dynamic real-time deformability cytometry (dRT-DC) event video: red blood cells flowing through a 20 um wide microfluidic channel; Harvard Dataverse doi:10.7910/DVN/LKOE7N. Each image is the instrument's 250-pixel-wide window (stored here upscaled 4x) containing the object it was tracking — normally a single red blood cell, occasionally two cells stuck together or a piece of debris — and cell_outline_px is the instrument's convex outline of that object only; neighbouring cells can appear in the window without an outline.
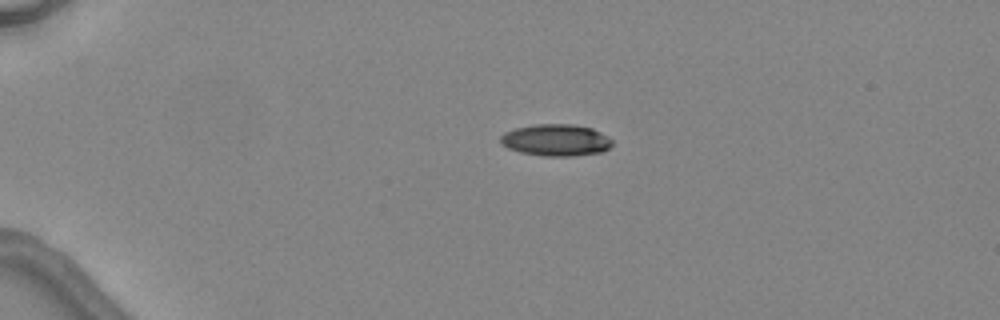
{"species": "common noctule bat (a hibernating species)", "species_latin": "Nyctalus noctula", "temperature_condition": "warm", "stored_images_in_passage": 2, "camera_frame_rate_fps": 3000, "um_per_image_px": 0.085, "animal": {"sex": "female", "body_mass_g": 24.6, "forearm_length_mm": 56.2}, "frame": {"image": 1, "passage_image": 1, "time_ms": 0.0, "image_size_px": [1000, 320], "cell_outline_px": [[612, 144], [604, 152], [572, 156], [540, 156], [520, 152], [508, 148], [500, 144], [500, 136], [504, 132], [516, 128], [536, 124], [572, 124], [592, 128], [608, 136], [612, 140]], "centroid_in_image_um": [47.25, 11.91], "position_along_channel_um": 37.8, "area_um2": 20.87}}